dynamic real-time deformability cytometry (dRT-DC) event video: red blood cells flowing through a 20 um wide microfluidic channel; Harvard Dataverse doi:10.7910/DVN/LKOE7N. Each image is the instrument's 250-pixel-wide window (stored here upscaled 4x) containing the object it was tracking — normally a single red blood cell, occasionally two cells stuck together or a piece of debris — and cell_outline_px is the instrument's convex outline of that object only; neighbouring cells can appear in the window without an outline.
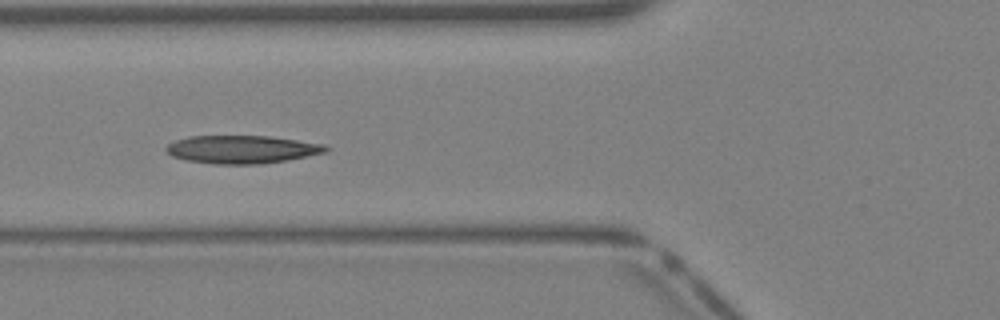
{"species": "Egyptian fruit bat (a non-hibernating species)", "species_latin": "Rousettus aegyptiacus", "temperature_condition": "warm", "stored_images_in_passage": 42, "camera_frame_rate_fps": 3000, "um_per_image_px": 0.085, "animal": {"sex": "female"}, "frame": {"image": 1, "passage_image": 16, "time_ms": 5.0, "image_size_px": [1000, 320], "cell_outline_px": [[328, 152], [284, 160], [260, 164], [212, 164], [188, 160], [172, 156], [164, 148], [168, 144], [176, 140], [188, 136], [268, 136], [324, 144], [328, 148]], "centroid_in_image_um": [20.54, 12.69], "position_along_channel_um": 105.3, "area_um2": 25.84}}
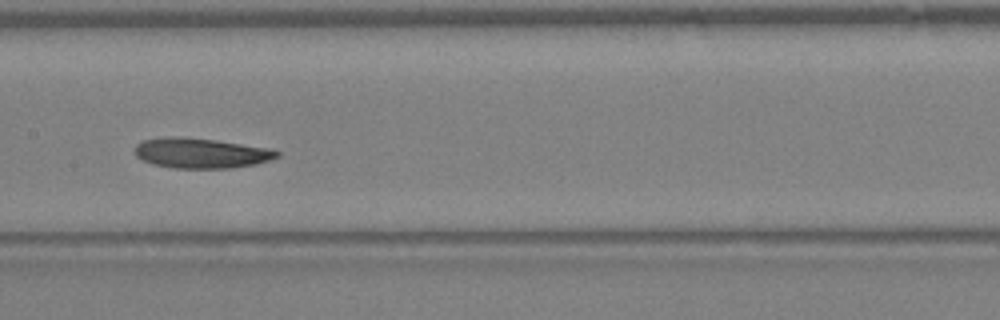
{"frame": {"image": 2, "passage_image": 21, "time_ms": 6.667, "image_size_px": [1000, 320], "cell_outline_px": [[280, 156], [256, 164], [232, 168], [176, 168], [152, 164], [136, 156], [132, 148], [136, 144], [144, 140], [164, 136], [180, 136], [216, 140], [268, 148], [280, 152]], "centroid_in_image_um": [17.04, 13.0], "position_along_channel_um": 190.4, "area_um2": 25.09}}
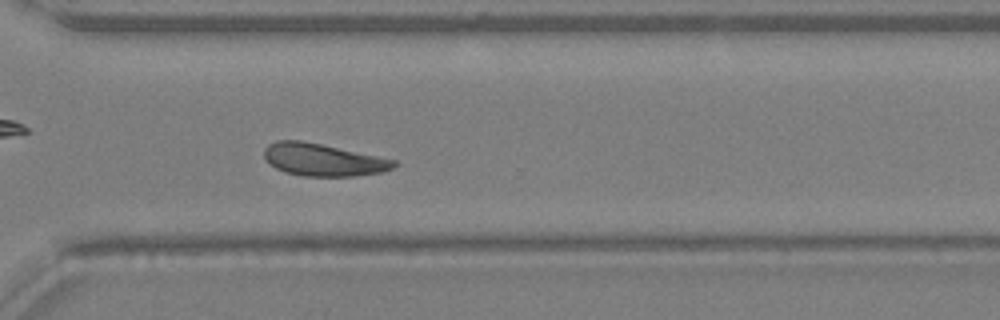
{"frame": {"image": 3, "passage_image": 30, "time_ms": 9.667, "image_size_px": [1000, 320], "cell_outline_px": [[396, 168], [380, 172], [352, 176], [300, 176], [276, 168], [264, 156], [264, 148], [268, 144], [276, 140], [300, 140], [320, 144], [396, 160]], "centroid_in_image_um": [27.46, 13.58], "position_along_channel_um": 343.1, "area_um2": 24.16}}